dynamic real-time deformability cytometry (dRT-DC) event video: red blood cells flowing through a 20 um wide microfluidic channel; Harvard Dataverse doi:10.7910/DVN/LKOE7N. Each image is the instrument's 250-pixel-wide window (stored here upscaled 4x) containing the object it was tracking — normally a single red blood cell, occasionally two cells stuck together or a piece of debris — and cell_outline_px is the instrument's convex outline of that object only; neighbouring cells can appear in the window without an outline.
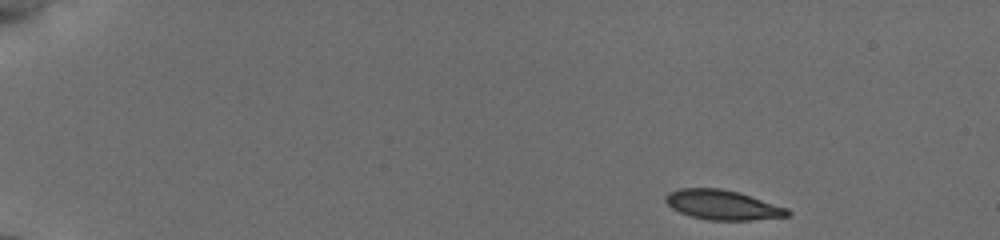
{"species": "common noctule bat (a hibernating species)", "species_latin": "Nyctalus noctula", "temperature_condition": "cold", "stored_images_in_passage": 23, "camera_frame_rate_fps": 3000, "um_per_image_px": 0.085, "animal": {"sex": "female", "body_mass_g": 19.5, "forearm_length_mm": 54.1}, "frame": {"image": 1, "passage_image": 1, "time_ms": 0.0, "image_size_px": [1000, 240], "cell_outline_px": [[792, 212], [788, 216], [752, 220], [708, 220], [692, 216], [680, 212], [672, 208], [664, 200], [664, 196], [668, 192], [680, 188], [720, 188], [740, 192], [788, 208]], "centroid_in_image_um": [61.43, 17.41], "position_along_channel_um": 23.6, "area_um2": 21.21}}
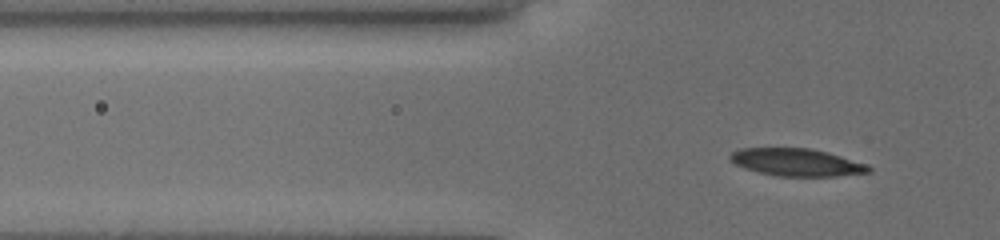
{"frame": {"image": 2, "passage_image": 15, "time_ms": 3.667, "image_size_px": [1000, 240], "cell_outline_px": [[872, 172], [836, 176], [776, 176], [744, 168], [736, 164], [728, 156], [732, 152], [740, 148], [808, 148], [840, 156], [868, 164], [872, 168]], "centroid_in_image_um": [67.73, 13.8], "position_along_channel_um": 58.1, "area_um2": 22.02}}
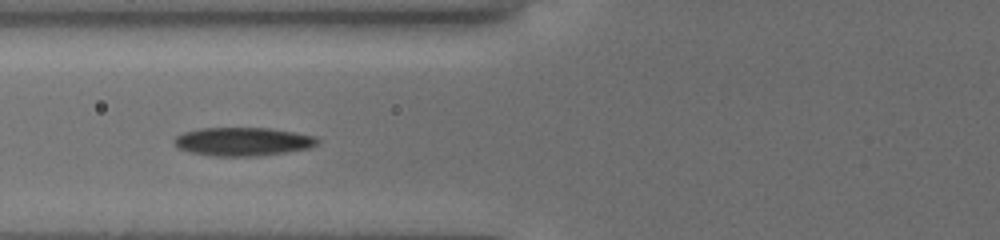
{"frame": {"image": 3, "passage_image": 22, "time_ms": 5.333, "image_size_px": [1000, 240], "cell_outline_px": [[320, 140], [316, 144], [308, 148], [260, 156], [212, 156], [188, 152], [180, 148], [172, 140], [176, 136], [184, 132], [200, 128], [268, 128], [316, 136]], "centroid_in_image_um": [20.61, 12.04], "position_along_channel_um": 105.2, "area_um2": 23.64}}